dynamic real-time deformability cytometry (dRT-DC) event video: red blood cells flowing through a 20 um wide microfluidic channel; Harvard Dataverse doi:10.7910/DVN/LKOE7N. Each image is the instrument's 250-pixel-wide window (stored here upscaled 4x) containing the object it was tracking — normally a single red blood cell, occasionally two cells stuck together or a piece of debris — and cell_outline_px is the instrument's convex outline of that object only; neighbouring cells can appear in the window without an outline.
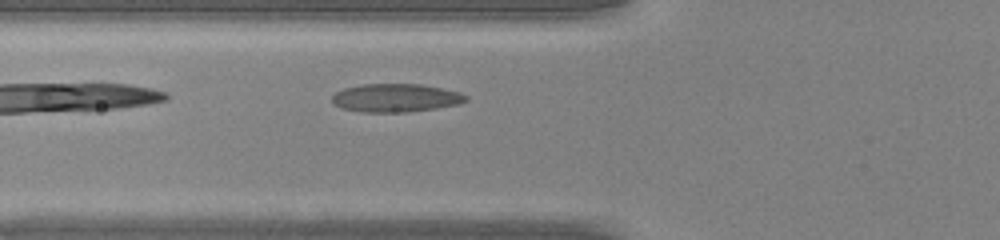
{"species": "common noctule bat (a hibernating species)", "species_latin": "Nyctalus noctula", "temperature_condition": "warm", "stored_images_in_passage": 27, "camera_frame_rate_fps": 3000, "um_per_image_px": 0.085, "animal": {"sex": "male", "body_mass_g": 20.0, "forearm_length_mm": 53.3}, "frame": {"image": 1, "passage_image": 3, "time_ms": 0.667, "image_size_px": [1000, 240], "cell_outline_px": [[468, 100], [460, 104], [436, 108], [408, 112], [360, 112], [340, 108], [332, 104], [332, 96], [336, 92], [344, 88], [364, 84], [420, 84], [460, 92], [468, 96]], "centroid_in_image_um": [33.62, 8.33], "position_along_channel_um": 92.2, "area_um2": 22.2}}
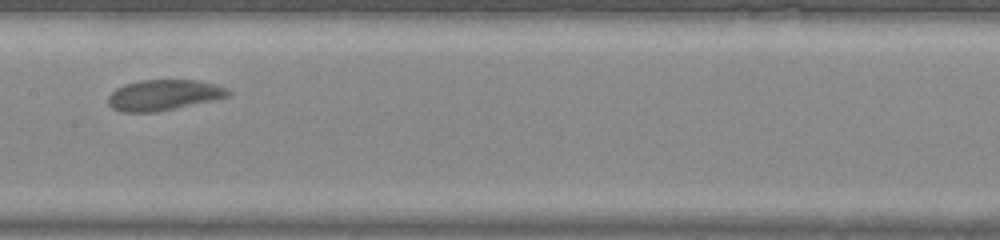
{"frame": {"image": 2, "passage_image": 10, "time_ms": 3.0, "image_size_px": [1000, 240], "cell_outline_px": [[232, 92], [228, 96], [212, 100], [176, 108], [156, 112], [120, 112], [112, 108], [108, 104], [108, 96], [116, 88], [124, 84], [140, 80], [196, 80], [216, 84], [228, 88]], "centroid_in_image_um": [13.89, 8.07], "position_along_channel_um": 193.5, "area_um2": 21.5}}
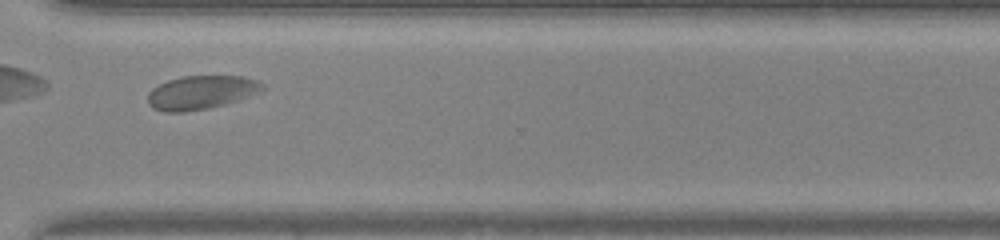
{"frame": {"image": 3, "passage_image": 21, "time_ms": 6.667, "image_size_px": [1000, 240], "cell_outline_px": [[264, 88], [248, 96], [224, 104], [208, 108], [184, 112], [164, 112], [152, 108], [148, 104], [148, 92], [152, 88], [168, 80], [180, 76], [244, 76], [256, 80], [264, 84]], "centroid_in_image_um": [17.04, 7.85], "position_along_channel_um": 353.6, "area_um2": 22.37}}